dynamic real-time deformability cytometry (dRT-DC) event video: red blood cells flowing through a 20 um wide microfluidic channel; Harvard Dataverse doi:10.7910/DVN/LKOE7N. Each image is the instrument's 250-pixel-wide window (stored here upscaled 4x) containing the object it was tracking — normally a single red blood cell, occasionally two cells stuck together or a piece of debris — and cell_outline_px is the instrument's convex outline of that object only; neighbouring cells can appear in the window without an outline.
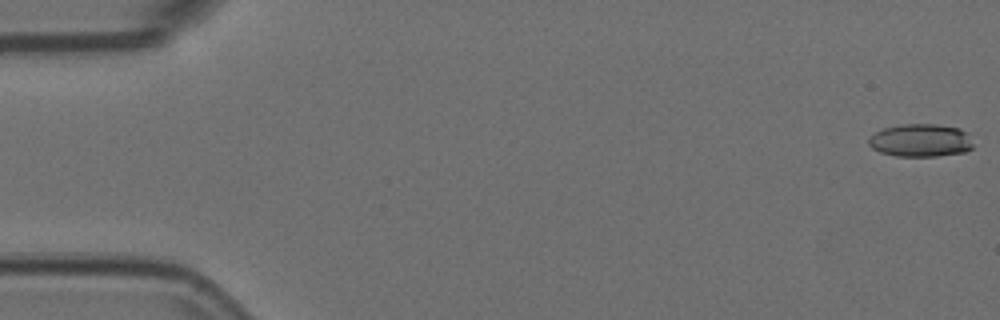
{"species": "Egyptian fruit bat (a non-hibernating species)", "species_latin": "Rousettus aegyptiacus", "temperature_condition": "room temperature", "stored_images_in_passage": 5, "camera_frame_rate_fps": 3000, "um_per_image_px": 0.085, "animal": {"sex": "female"}, "frame": {"image": 1, "passage_image": 1, "time_ms": 0.0, "image_size_px": [1000, 320], "cell_outline_px": [[972, 148], [964, 152], [936, 156], [896, 156], [880, 152], [872, 148], [868, 144], [868, 140], [876, 132], [884, 128], [904, 124], [936, 124], [960, 128], [964, 132], [972, 144]], "centroid_in_image_um": [78.22, 11.94], "position_along_channel_um": 6.8, "area_um2": 19.77}}
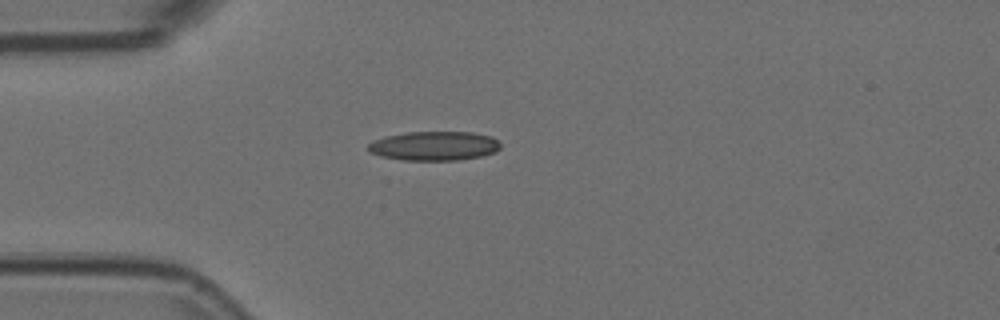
{"frame": {"image": 2, "passage_image": 5, "time_ms": 1.333, "image_size_px": [1000, 320], "cell_outline_px": [[500, 148], [496, 152], [480, 156], [456, 160], [404, 160], [380, 156], [368, 152], [368, 144], [372, 140], [388, 136], [408, 132], [472, 132], [492, 136], [500, 144]], "centroid_in_image_um": [36.9, 12.4], "position_along_channel_um": 48.1, "area_um2": 22.48}}